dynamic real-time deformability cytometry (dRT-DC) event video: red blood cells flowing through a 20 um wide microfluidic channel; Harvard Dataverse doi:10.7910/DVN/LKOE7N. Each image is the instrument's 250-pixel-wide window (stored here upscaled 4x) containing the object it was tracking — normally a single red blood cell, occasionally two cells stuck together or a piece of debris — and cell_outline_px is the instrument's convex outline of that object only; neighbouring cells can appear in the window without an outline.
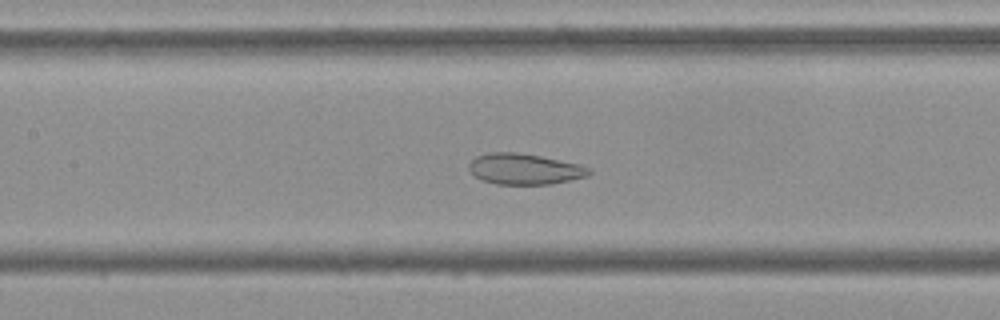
{"species": "Egyptian fruit bat (a non-hibernating species)", "species_latin": "Rousettus aegyptiacus", "temperature_condition": "cold", "stored_images_in_passage": 54, "camera_frame_rate_fps": 3000, "um_per_image_px": 0.085, "frame": {"image": 1, "passage_image": 25, "time_ms": 8.0, "image_size_px": [1000, 320], "cell_outline_px": [[592, 172], [588, 176], [552, 184], [496, 184], [480, 180], [468, 168], [468, 164], [476, 156], [488, 152], [516, 152], [540, 156], [580, 164], [592, 168]], "centroid_in_image_um": [44.6, 14.36], "position_along_channel_um": 162.8, "area_um2": 21.73}}
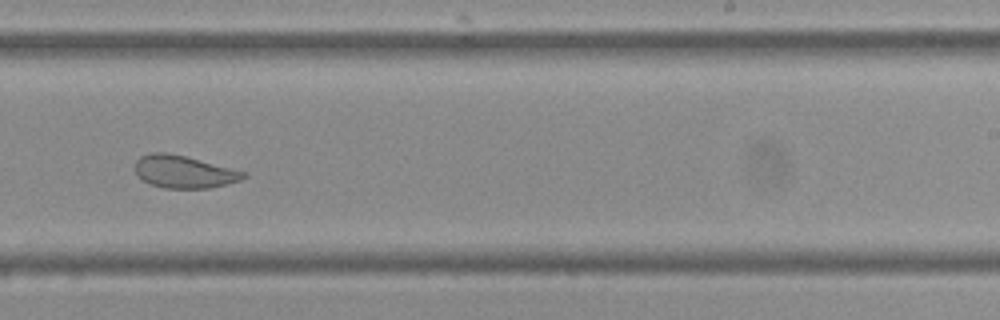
{"frame": {"image": 2, "passage_image": 34, "time_ms": 11.0, "image_size_px": [1000, 320], "cell_outline_px": [[248, 176], [240, 180], [228, 184], [212, 188], [164, 188], [148, 184], [136, 176], [136, 160], [140, 156], [152, 152], [168, 152], [248, 172]], "centroid_in_image_um": [15.64, 14.61], "position_along_channel_um": 273.4, "area_um2": 20.75}}
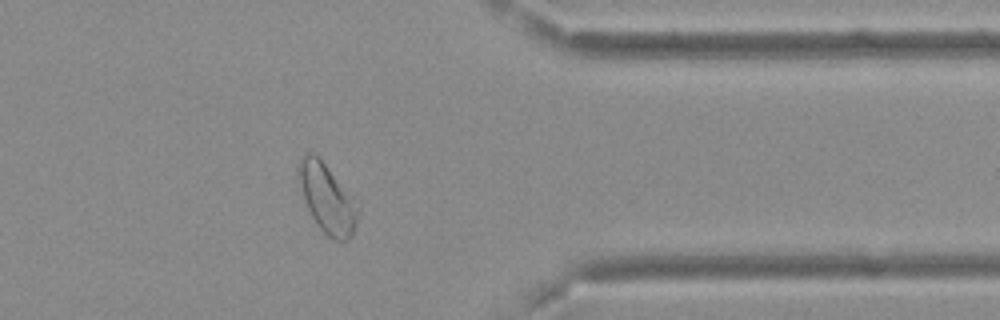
{"frame": {"image": 3, "passage_image": 44, "time_ms": 14.333, "image_size_px": [1000, 320], "cell_outline_px": [[360, 208], [356, 224], [352, 236], [348, 240], [336, 240], [328, 236], [316, 224], [308, 208], [296, 180], [296, 168], [304, 152], [312, 152], [360, 200]], "centroid_in_image_um": [27.83, 16.84], "position_along_channel_um": 383.6, "area_um2": 24.51}, "authors_computed_cell_mechanics": {"area_um2": 25.6921, "velocity_mm_per_s": 3.6945, "shape_relaxation_time_tau1_ms": null, "shape_relaxation_time_tau2_ms": 0.9134, "deformation_change_tau1": null, "deformation_change_tau2": 0.071}}